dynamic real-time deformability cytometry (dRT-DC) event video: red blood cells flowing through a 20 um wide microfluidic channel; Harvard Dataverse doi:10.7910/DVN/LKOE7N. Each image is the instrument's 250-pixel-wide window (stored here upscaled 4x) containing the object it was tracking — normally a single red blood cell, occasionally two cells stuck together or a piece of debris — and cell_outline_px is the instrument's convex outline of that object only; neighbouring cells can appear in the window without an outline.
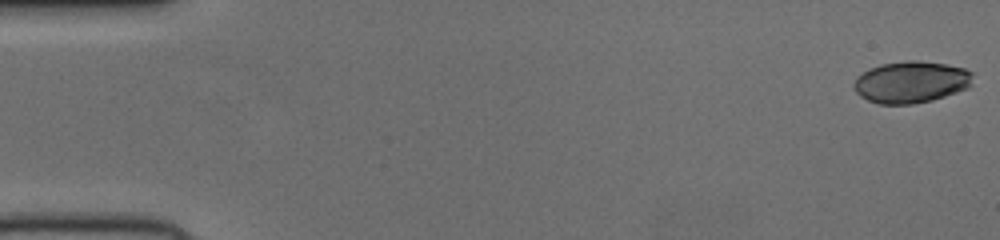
{"species": "human", "species_latin": "Homo sapiens", "temperature_condition": "cold", "stored_images_in_passage": 52, "camera_frame_rate_fps": 3000, "um_per_image_px": 0.085, "donor": {"sex": "female"}, "frame": {"image": 1, "passage_image": 1, "time_ms": 0.0, "image_size_px": [1000, 240], "cell_outline_px": [[972, 84], [968, 88], [932, 100], [912, 104], [880, 104], [868, 100], [860, 96], [852, 88], [852, 84], [856, 76], [868, 68], [880, 64], [904, 60], [916, 60], [948, 64], [964, 68], [972, 72]], "centroid_in_image_um": [77.4, 6.96], "position_along_channel_um": 7.6, "area_um2": 29.3}}
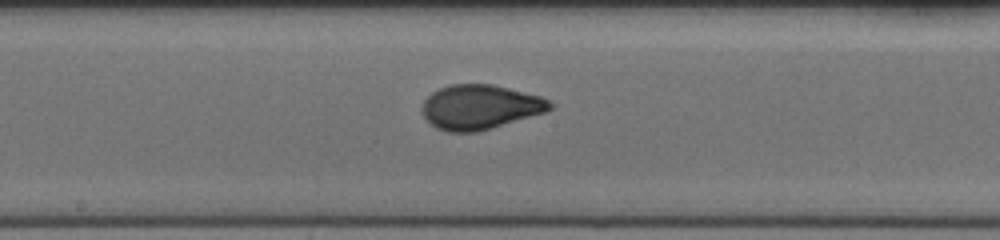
{"frame": {"image": 2, "passage_image": 28, "time_ms": 9.0, "image_size_px": [1000, 240], "cell_outline_px": [[552, 108], [544, 112], [492, 128], [476, 132], [448, 132], [436, 128], [420, 112], [420, 108], [424, 100], [432, 92], [448, 84], [492, 84], [540, 96], [548, 100], [552, 104]], "centroid_in_image_um": [40.75, 9.09], "position_along_channel_um": 207.5, "area_um2": 33.06}}
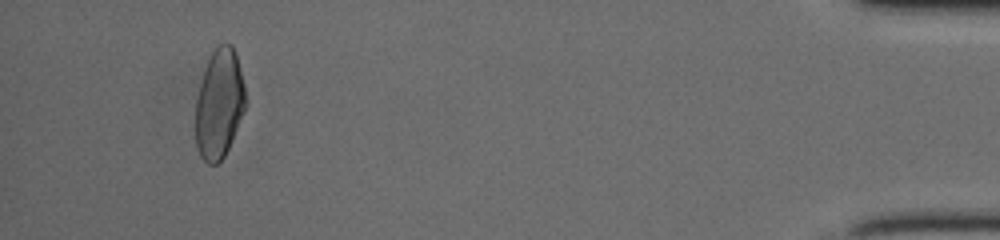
{"frame": {"image": 3, "passage_image": 49, "time_ms": 16.0, "image_size_px": [1000, 240], "cell_outline_px": [[244, 112], [232, 140], [224, 156], [216, 164], [208, 164], [200, 156], [196, 144], [196, 100], [204, 68], [208, 56], [216, 44], [232, 44], [236, 52], [244, 84]], "centroid_in_image_um": [18.62, 8.78], "position_along_channel_um": 416.6, "area_um2": 31.85}}